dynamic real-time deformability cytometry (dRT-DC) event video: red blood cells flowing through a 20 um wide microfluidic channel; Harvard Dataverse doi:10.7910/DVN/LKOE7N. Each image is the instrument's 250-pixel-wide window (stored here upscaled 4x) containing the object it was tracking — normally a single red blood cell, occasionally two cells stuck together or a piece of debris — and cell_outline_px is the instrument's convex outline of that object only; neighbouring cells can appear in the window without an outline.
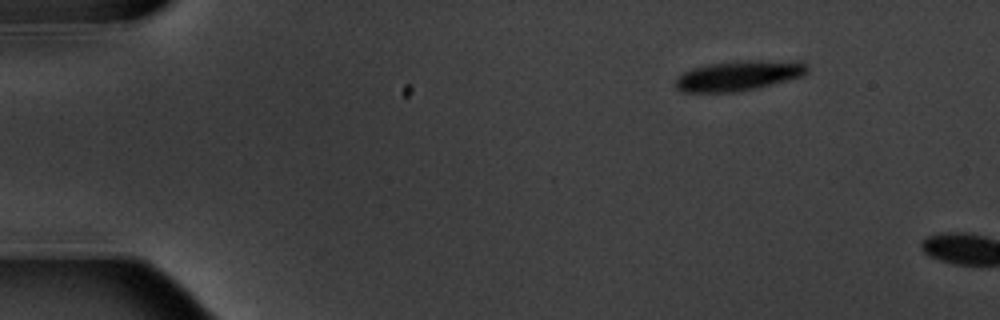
{"species": "common noctule bat (a hibernating species)", "species_latin": "Nyctalus noctula", "temperature_condition": "warm", "stored_images_in_passage": 2, "camera_frame_rate_fps": 3000, "um_per_image_px": 0.085, "animal": {"sex": "male", "body_mass_g": 20.1, "forearm_length_mm": 53.5}, "frame": {"image": 1, "passage_image": 1, "time_ms": 0.0, "image_size_px": [1000, 320], "cell_outline_px": [[808, 72], [804, 76], [760, 88], [736, 92], [684, 92], [676, 88], [676, 80], [684, 72], [692, 68], [712, 64], [748, 60], [800, 60], [808, 64]], "centroid_in_image_um": [62.91, 6.43], "position_along_channel_um": 22.1, "area_um2": 23.35}}